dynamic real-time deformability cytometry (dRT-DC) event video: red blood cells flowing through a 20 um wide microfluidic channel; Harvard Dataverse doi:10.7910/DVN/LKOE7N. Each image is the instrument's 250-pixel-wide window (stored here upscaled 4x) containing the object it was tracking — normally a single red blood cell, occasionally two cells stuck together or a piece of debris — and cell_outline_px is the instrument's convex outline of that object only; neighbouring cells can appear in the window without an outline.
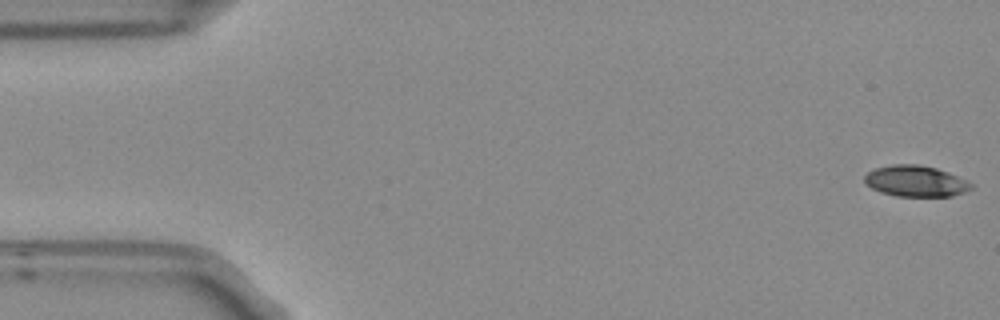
{"species": "Egyptian fruit bat (a non-hibernating species)", "species_latin": "Rousettus aegyptiacus", "temperature_condition": "room temperature", "stored_images_in_passage": 4, "camera_frame_rate_fps": 3000, "um_per_image_px": 0.085, "frame": {"image": 1, "passage_image": 1, "time_ms": 0.0, "image_size_px": [1000, 320], "cell_outline_px": [[972, 188], [964, 192], [952, 196], [896, 196], [880, 192], [864, 184], [864, 176], [868, 172], [876, 168], [892, 164], [920, 164], [936, 168], [948, 172], [972, 184]], "centroid_in_image_um": [77.78, 15.39], "position_along_channel_um": 7.2, "area_um2": 19.25}}